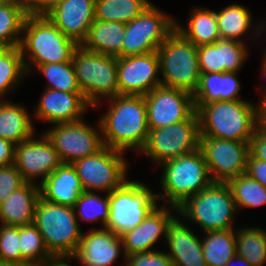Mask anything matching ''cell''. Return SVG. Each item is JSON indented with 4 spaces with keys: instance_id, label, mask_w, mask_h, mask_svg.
Masks as SVG:
<instances>
[{
    "instance_id": "f5cc1de1",
    "label": "cell",
    "mask_w": 266,
    "mask_h": 266,
    "mask_svg": "<svg viewBox=\"0 0 266 266\" xmlns=\"http://www.w3.org/2000/svg\"><path fill=\"white\" fill-rule=\"evenodd\" d=\"M0 266H25V265L0 260Z\"/></svg>"
},
{
    "instance_id": "ab89813d",
    "label": "cell",
    "mask_w": 266,
    "mask_h": 266,
    "mask_svg": "<svg viewBox=\"0 0 266 266\" xmlns=\"http://www.w3.org/2000/svg\"><path fill=\"white\" fill-rule=\"evenodd\" d=\"M0 260L21 264L19 226L0 224Z\"/></svg>"
},
{
    "instance_id": "30bf717a",
    "label": "cell",
    "mask_w": 266,
    "mask_h": 266,
    "mask_svg": "<svg viewBox=\"0 0 266 266\" xmlns=\"http://www.w3.org/2000/svg\"><path fill=\"white\" fill-rule=\"evenodd\" d=\"M125 152L104 146L93 155L72 163L84 191L111 193L127 180L129 162Z\"/></svg>"
},
{
    "instance_id": "e0dca14e",
    "label": "cell",
    "mask_w": 266,
    "mask_h": 266,
    "mask_svg": "<svg viewBox=\"0 0 266 266\" xmlns=\"http://www.w3.org/2000/svg\"><path fill=\"white\" fill-rule=\"evenodd\" d=\"M157 51L117 58L119 94L145 96L162 85Z\"/></svg>"
},
{
    "instance_id": "db71d44e",
    "label": "cell",
    "mask_w": 266,
    "mask_h": 266,
    "mask_svg": "<svg viewBox=\"0 0 266 266\" xmlns=\"http://www.w3.org/2000/svg\"><path fill=\"white\" fill-rule=\"evenodd\" d=\"M8 0H0V7H2L4 4H6Z\"/></svg>"
},
{
    "instance_id": "1f68e13d",
    "label": "cell",
    "mask_w": 266,
    "mask_h": 266,
    "mask_svg": "<svg viewBox=\"0 0 266 266\" xmlns=\"http://www.w3.org/2000/svg\"><path fill=\"white\" fill-rule=\"evenodd\" d=\"M27 76L20 46L4 47L0 51V101Z\"/></svg>"
},
{
    "instance_id": "9c48e42d",
    "label": "cell",
    "mask_w": 266,
    "mask_h": 266,
    "mask_svg": "<svg viewBox=\"0 0 266 266\" xmlns=\"http://www.w3.org/2000/svg\"><path fill=\"white\" fill-rule=\"evenodd\" d=\"M157 195L138 180H127L109 193L110 214L106 228L121 236L137 227L158 205Z\"/></svg>"
},
{
    "instance_id": "ac0fdd59",
    "label": "cell",
    "mask_w": 266,
    "mask_h": 266,
    "mask_svg": "<svg viewBox=\"0 0 266 266\" xmlns=\"http://www.w3.org/2000/svg\"><path fill=\"white\" fill-rule=\"evenodd\" d=\"M122 251V252H121ZM122 253L123 266L126 263L121 236L107 228H90L82 237L72 260L82 266H113Z\"/></svg>"
},
{
    "instance_id": "ffe728a7",
    "label": "cell",
    "mask_w": 266,
    "mask_h": 266,
    "mask_svg": "<svg viewBox=\"0 0 266 266\" xmlns=\"http://www.w3.org/2000/svg\"><path fill=\"white\" fill-rule=\"evenodd\" d=\"M45 15L68 38L81 45L95 20V0H58Z\"/></svg>"
},
{
    "instance_id": "83f0119b",
    "label": "cell",
    "mask_w": 266,
    "mask_h": 266,
    "mask_svg": "<svg viewBox=\"0 0 266 266\" xmlns=\"http://www.w3.org/2000/svg\"><path fill=\"white\" fill-rule=\"evenodd\" d=\"M126 24L94 20L81 46L89 51L121 57Z\"/></svg>"
},
{
    "instance_id": "7dc6e473",
    "label": "cell",
    "mask_w": 266,
    "mask_h": 266,
    "mask_svg": "<svg viewBox=\"0 0 266 266\" xmlns=\"http://www.w3.org/2000/svg\"><path fill=\"white\" fill-rule=\"evenodd\" d=\"M58 0H36V14H45Z\"/></svg>"
},
{
    "instance_id": "e575fe53",
    "label": "cell",
    "mask_w": 266,
    "mask_h": 266,
    "mask_svg": "<svg viewBox=\"0 0 266 266\" xmlns=\"http://www.w3.org/2000/svg\"><path fill=\"white\" fill-rule=\"evenodd\" d=\"M229 185L235 205L241 208H258L266 205V187L246 173L232 178L227 182Z\"/></svg>"
},
{
    "instance_id": "cb8c5ba5",
    "label": "cell",
    "mask_w": 266,
    "mask_h": 266,
    "mask_svg": "<svg viewBox=\"0 0 266 266\" xmlns=\"http://www.w3.org/2000/svg\"><path fill=\"white\" fill-rule=\"evenodd\" d=\"M40 197L56 204L73 207L84 192L72 164H61L39 184Z\"/></svg>"
},
{
    "instance_id": "5b68a950",
    "label": "cell",
    "mask_w": 266,
    "mask_h": 266,
    "mask_svg": "<svg viewBox=\"0 0 266 266\" xmlns=\"http://www.w3.org/2000/svg\"><path fill=\"white\" fill-rule=\"evenodd\" d=\"M33 224L53 257H72L77 251L83 231L73 207L40 197L35 206Z\"/></svg>"
},
{
    "instance_id": "f6af8a7d",
    "label": "cell",
    "mask_w": 266,
    "mask_h": 266,
    "mask_svg": "<svg viewBox=\"0 0 266 266\" xmlns=\"http://www.w3.org/2000/svg\"><path fill=\"white\" fill-rule=\"evenodd\" d=\"M15 145L12 141L0 137V166L14 164Z\"/></svg>"
},
{
    "instance_id": "681fc988",
    "label": "cell",
    "mask_w": 266,
    "mask_h": 266,
    "mask_svg": "<svg viewBox=\"0 0 266 266\" xmlns=\"http://www.w3.org/2000/svg\"><path fill=\"white\" fill-rule=\"evenodd\" d=\"M71 257H53L43 266H72L68 263Z\"/></svg>"
},
{
    "instance_id": "836d02e7",
    "label": "cell",
    "mask_w": 266,
    "mask_h": 266,
    "mask_svg": "<svg viewBox=\"0 0 266 266\" xmlns=\"http://www.w3.org/2000/svg\"><path fill=\"white\" fill-rule=\"evenodd\" d=\"M235 234L236 254L253 266H263L266 262V230L243 226L235 229Z\"/></svg>"
},
{
    "instance_id": "816d5d0a",
    "label": "cell",
    "mask_w": 266,
    "mask_h": 266,
    "mask_svg": "<svg viewBox=\"0 0 266 266\" xmlns=\"http://www.w3.org/2000/svg\"><path fill=\"white\" fill-rule=\"evenodd\" d=\"M260 121L266 126V106L260 111Z\"/></svg>"
},
{
    "instance_id": "ee69618b",
    "label": "cell",
    "mask_w": 266,
    "mask_h": 266,
    "mask_svg": "<svg viewBox=\"0 0 266 266\" xmlns=\"http://www.w3.org/2000/svg\"><path fill=\"white\" fill-rule=\"evenodd\" d=\"M245 173L266 187V161L256 159L249 153Z\"/></svg>"
},
{
    "instance_id": "277c9868",
    "label": "cell",
    "mask_w": 266,
    "mask_h": 266,
    "mask_svg": "<svg viewBox=\"0 0 266 266\" xmlns=\"http://www.w3.org/2000/svg\"><path fill=\"white\" fill-rule=\"evenodd\" d=\"M162 169L160 186L163 194L156 193L164 205L179 207L187 198L198 194L213 183L200 149L167 160Z\"/></svg>"
},
{
    "instance_id": "f35d334b",
    "label": "cell",
    "mask_w": 266,
    "mask_h": 266,
    "mask_svg": "<svg viewBox=\"0 0 266 266\" xmlns=\"http://www.w3.org/2000/svg\"><path fill=\"white\" fill-rule=\"evenodd\" d=\"M47 79V86L58 91L81 92L72 61L62 63H48L39 65L35 69Z\"/></svg>"
},
{
    "instance_id": "bcb514c9",
    "label": "cell",
    "mask_w": 266,
    "mask_h": 266,
    "mask_svg": "<svg viewBox=\"0 0 266 266\" xmlns=\"http://www.w3.org/2000/svg\"><path fill=\"white\" fill-rule=\"evenodd\" d=\"M22 7L28 14H36V0H10Z\"/></svg>"
},
{
    "instance_id": "3957f363",
    "label": "cell",
    "mask_w": 266,
    "mask_h": 266,
    "mask_svg": "<svg viewBox=\"0 0 266 266\" xmlns=\"http://www.w3.org/2000/svg\"><path fill=\"white\" fill-rule=\"evenodd\" d=\"M79 45L60 31L45 14H28L22 32L20 49L27 75L32 67L72 61Z\"/></svg>"
},
{
    "instance_id": "7a4b0ae2",
    "label": "cell",
    "mask_w": 266,
    "mask_h": 266,
    "mask_svg": "<svg viewBox=\"0 0 266 266\" xmlns=\"http://www.w3.org/2000/svg\"><path fill=\"white\" fill-rule=\"evenodd\" d=\"M200 137L250 142L260 121L257 103L247 100H219L195 104Z\"/></svg>"
},
{
    "instance_id": "9a60e30c",
    "label": "cell",
    "mask_w": 266,
    "mask_h": 266,
    "mask_svg": "<svg viewBox=\"0 0 266 266\" xmlns=\"http://www.w3.org/2000/svg\"><path fill=\"white\" fill-rule=\"evenodd\" d=\"M144 97L149 129L187 120L196 112L193 94L181 89L160 85Z\"/></svg>"
},
{
    "instance_id": "4316f807",
    "label": "cell",
    "mask_w": 266,
    "mask_h": 266,
    "mask_svg": "<svg viewBox=\"0 0 266 266\" xmlns=\"http://www.w3.org/2000/svg\"><path fill=\"white\" fill-rule=\"evenodd\" d=\"M237 75L236 72L201 74L198 90L193 95L194 104L241 100V83Z\"/></svg>"
},
{
    "instance_id": "52a82bcc",
    "label": "cell",
    "mask_w": 266,
    "mask_h": 266,
    "mask_svg": "<svg viewBox=\"0 0 266 266\" xmlns=\"http://www.w3.org/2000/svg\"><path fill=\"white\" fill-rule=\"evenodd\" d=\"M79 88L94 108L103 99L119 95L117 57L84 49L79 45L72 56Z\"/></svg>"
},
{
    "instance_id": "8fae6325",
    "label": "cell",
    "mask_w": 266,
    "mask_h": 266,
    "mask_svg": "<svg viewBox=\"0 0 266 266\" xmlns=\"http://www.w3.org/2000/svg\"><path fill=\"white\" fill-rule=\"evenodd\" d=\"M200 136V122L195 112L187 120L164 128L149 129L147 142L140 153L160 166L167 160L199 149Z\"/></svg>"
},
{
    "instance_id": "d6986e66",
    "label": "cell",
    "mask_w": 266,
    "mask_h": 266,
    "mask_svg": "<svg viewBox=\"0 0 266 266\" xmlns=\"http://www.w3.org/2000/svg\"><path fill=\"white\" fill-rule=\"evenodd\" d=\"M36 105L32 116L51 125L80 121L92 107L82 92H65L50 88L44 89Z\"/></svg>"
},
{
    "instance_id": "c3c4849f",
    "label": "cell",
    "mask_w": 266,
    "mask_h": 266,
    "mask_svg": "<svg viewBox=\"0 0 266 266\" xmlns=\"http://www.w3.org/2000/svg\"><path fill=\"white\" fill-rule=\"evenodd\" d=\"M260 75H262V79L265 81L266 80V58L264 56L261 61ZM261 95H262L261 96L262 98L259 99L258 104H257L259 111H261L266 106V89L265 90L263 89V93H261Z\"/></svg>"
},
{
    "instance_id": "8d00e7d4",
    "label": "cell",
    "mask_w": 266,
    "mask_h": 266,
    "mask_svg": "<svg viewBox=\"0 0 266 266\" xmlns=\"http://www.w3.org/2000/svg\"><path fill=\"white\" fill-rule=\"evenodd\" d=\"M101 197L102 195L90 191H84L79 195L73 206L78 222H98L102 228H106L110 214L109 193Z\"/></svg>"
},
{
    "instance_id": "7bdbcfd3",
    "label": "cell",
    "mask_w": 266,
    "mask_h": 266,
    "mask_svg": "<svg viewBox=\"0 0 266 266\" xmlns=\"http://www.w3.org/2000/svg\"><path fill=\"white\" fill-rule=\"evenodd\" d=\"M249 153L256 159L266 161V126L261 121L250 139Z\"/></svg>"
},
{
    "instance_id": "f907efd6",
    "label": "cell",
    "mask_w": 266,
    "mask_h": 266,
    "mask_svg": "<svg viewBox=\"0 0 266 266\" xmlns=\"http://www.w3.org/2000/svg\"><path fill=\"white\" fill-rule=\"evenodd\" d=\"M235 264V265H234ZM225 266H253L250 264L245 258L242 256L235 254L233 258H231Z\"/></svg>"
},
{
    "instance_id": "8992f818",
    "label": "cell",
    "mask_w": 266,
    "mask_h": 266,
    "mask_svg": "<svg viewBox=\"0 0 266 266\" xmlns=\"http://www.w3.org/2000/svg\"><path fill=\"white\" fill-rule=\"evenodd\" d=\"M236 211L231 189L222 182H213L177 207L180 218L190 220L204 232L236 229Z\"/></svg>"
},
{
    "instance_id": "d590c367",
    "label": "cell",
    "mask_w": 266,
    "mask_h": 266,
    "mask_svg": "<svg viewBox=\"0 0 266 266\" xmlns=\"http://www.w3.org/2000/svg\"><path fill=\"white\" fill-rule=\"evenodd\" d=\"M19 239L22 265L43 266L53 258L34 224L19 226Z\"/></svg>"
},
{
    "instance_id": "11a10c76",
    "label": "cell",
    "mask_w": 266,
    "mask_h": 266,
    "mask_svg": "<svg viewBox=\"0 0 266 266\" xmlns=\"http://www.w3.org/2000/svg\"><path fill=\"white\" fill-rule=\"evenodd\" d=\"M3 48H4V46H2V45L0 44V51H1Z\"/></svg>"
},
{
    "instance_id": "7c38bea8",
    "label": "cell",
    "mask_w": 266,
    "mask_h": 266,
    "mask_svg": "<svg viewBox=\"0 0 266 266\" xmlns=\"http://www.w3.org/2000/svg\"><path fill=\"white\" fill-rule=\"evenodd\" d=\"M175 27L176 18L167 15L152 3L126 24L121 57L157 51Z\"/></svg>"
},
{
    "instance_id": "603a6c76",
    "label": "cell",
    "mask_w": 266,
    "mask_h": 266,
    "mask_svg": "<svg viewBox=\"0 0 266 266\" xmlns=\"http://www.w3.org/2000/svg\"><path fill=\"white\" fill-rule=\"evenodd\" d=\"M179 213L170 219L166 229L167 255L174 266H206L201 237L179 220Z\"/></svg>"
},
{
    "instance_id": "60d3db41",
    "label": "cell",
    "mask_w": 266,
    "mask_h": 266,
    "mask_svg": "<svg viewBox=\"0 0 266 266\" xmlns=\"http://www.w3.org/2000/svg\"><path fill=\"white\" fill-rule=\"evenodd\" d=\"M125 266H174L167 252L152 250L149 252L126 255Z\"/></svg>"
},
{
    "instance_id": "7402d4cb",
    "label": "cell",
    "mask_w": 266,
    "mask_h": 266,
    "mask_svg": "<svg viewBox=\"0 0 266 266\" xmlns=\"http://www.w3.org/2000/svg\"><path fill=\"white\" fill-rule=\"evenodd\" d=\"M247 46L236 40L219 39L214 44L197 47L200 74L239 73L250 53Z\"/></svg>"
},
{
    "instance_id": "d4e9b609",
    "label": "cell",
    "mask_w": 266,
    "mask_h": 266,
    "mask_svg": "<svg viewBox=\"0 0 266 266\" xmlns=\"http://www.w3.org/2000/svg\"><path fill=\"white\" fill-rule=\"evenodd\" d=\"M39 198V185L25 182L0 204V224L7 226L33 224L35 206Z\"/></svg>"
},
{
    "instance_id": "484cf974",
    "label": "cell",
    "mask_w": 266,
    "mask_h": 266,
    "mask_svg": "<svg viewBox=\"0 0 266 266\" xmlns=\"http://www.w3.org/2000/svg\"><path fill=\"white\" fill-rule=\"evenodd\" d=\"M252 13L245 7L244 5L231 3L227 5L225 8H222L220 11L216 12L217 16V24L219 28L220 38L228 39V40H236L244 43L242 40L243 36H245L248 31L252 30L253 32L250 37L255 39L259 36L263 35L266 31V21H259L260 24L253 26ZM253 27V28H252ZM255 27V30H254Z\"/></svg>"
},
{
    "instance_id": "4fadbf2b",
    "label": "cell",
    "mask_w": 266,
    "mask_h": 266,
    "mask_svg": "<svg viewBox=\"0 0 266 266\" xmlns=\"http://www.w3.org/2000/svg\"><path fill=\"white\" fill-rule=\"evenodd\" d=\"M97 128L84 119L54 124L43 133L54 145L63 164H72L74 161L97 153L104 147L99 120Z\"/></svg>"
},
{
    "instance_id": "44dd1931",
    "label": "cell",
    "mask_w": 266,
    "mask_h": 266,
    "mask_svg": "<svg viewBox=\"0 0 266 266\" xmlns=\"http://www.w3.org/2000/svg\"><path fill=\"white\" fill-rule=\"evenodd\" d=\"M175 214L177 207L158 203L137 227L121 235L125 255L152 251L162 235L166 240L167 224Z\"/></svg>"
},
{
    "instance_id": "4dcf8cb0",
    "label": "cell",
    "mask_w": 266,
    "mask_h": 266,
    "mask_svg": "<svg viewBox=\"0 0 266 266\" xmlns=\"http://www.w3.org/2000/svg\"><path fill=\"white\" fill-rule=\"evenodd\" d=\"M202 250L206 266H225L236 254L235 229L203 232ZM207 236V237H206Z\"/></svg>"
},
{
    "instance_id": "b9f144b4",
    "label": "cell",
    "mask_w": 266,
    "mask_h": 266,
    "mask_svg": "<svg viewBox=\"0 0 266 266\" xmlns=\"http://www.w3.org/2000/svg\"><path fill=\"white\" fill-rule=\"evenodd\" d=\"M25 181L15 165L0 166V204Z\"/></svg>"
},
{
    "instance_id": "f1b7e54d",
    "label": "cell",
    "mask_w": 266,
    "mask_h": 266,
    "mask_svg": "<svg viewBox=\"0 0 266 266\" xmlns=\"http://www.w3.org/2000/svg\"><path fill=\"white\" fill-rule=\"evenodd\" d=\"M5 100L0 101V137L18 144L37 134L27 108Z\"/></svg>"
},
{
    "instance_id": "2e32d148",
    "label": "cell",
    "mask_w": 266,
    "mask_h": 266,
    "mask_svg": "<svg viewBox=\"0 0 266 266\" xmlns=\"http://www.w3.org/2000/svg\"><path fill=\"white\" fill-rule=\"evenodd\" d=\"M15 145L14 165L21 172L25 182L40 184L62 162L52 142L44 133ZM36 136L38 138H36ZM41 179L36 182V179Z\"/></svg>"
},
{
    "instance_id": "f546056e",
    "label": "cell",
    "mask_w": 266,
    "mask_h": 266,
    "mask_svg": "<svg viewBox=\"0 0 266 266\" xmlns=\"http://www.w3.org/2000/svg\"><path fill=\"white\" fill-rule=\"evenodd\" d=\"M194 7L187 18V26L183 27L176 20L175 29L196 47L214 44L220 38L216 11L208 8Z\"/></svg>"
},
{
    "instance_id": "d6a6232c",
    "label": "cell",
    "mask_w": 266,
    "mask_h": 266,
    "mask_svg": "<svg viewBox=\"0 0 266 266\" xmlns=\"http://www.w3.org/2000/svg\"><path fill=\"white\" fill-rule=\"evenodd\" d=\"M151 4L150 0H95V19L127 24Z\"/></svg>"
},
{
    "instance_id": "6da1fadb",
    "label": "cell",
    "mask_w": 266,
    "mask_h": 266,
    "mask_svg": "<svg viewBox=\"0 0 266 266\" xmlns=\"http://www.w3.org/2000/svg\"><path fill=\"white\" fill-rule=\"evenodd\" d=\"M107 101L108 109L99 118L104 146L139 153L149 134L145 97L119 94Z\"/></svg>"
},
{
    "instance_id": "5bb4252c",
    "label": "cell",
    "mask_w": 266,
    "mask_h": 266,
    "mask_svg": "<svg viewBox=\"0 0 266 266\" xmlns=\"http://www.w3.org/2000/svg\"><path fill=\"white\" fill-rule=\"evenodd\" d=\"M199 149L213 182L227 183L246 172L249 142L200 137Z\"/></svg>"
},
{
    "instance_id": "ba28073f",
    "label": "cell",
    "mask_w": 266,
    "mask_h": 266,
    "mask_svg": "<svg viewBox=\"0 0 266 266\" xmlns=\"http://www.w3.org/2000/svg\"><path fill=\"white\" fill-rule=\"evenodd\" d=\"M161 84L195 94L200 83L197 47L176 29L158 47Z\"/></svg>"
},
{
    "instance_id": "74e56055",
    "label": "cell",
    "mask_w": 266,
    "mask_h": 266,
    "mask_svg": "<svg viewBox=\"0 0 266 266\" xmlns=\"http://www.w3.org/2000/svg\"><path fill=\"white\" fill-rule=\"evenodd\" d=\"M28 13L8 1L0 7V44L4 47L20 46L23 25Z\"/></svg>"
}]
</instances>
